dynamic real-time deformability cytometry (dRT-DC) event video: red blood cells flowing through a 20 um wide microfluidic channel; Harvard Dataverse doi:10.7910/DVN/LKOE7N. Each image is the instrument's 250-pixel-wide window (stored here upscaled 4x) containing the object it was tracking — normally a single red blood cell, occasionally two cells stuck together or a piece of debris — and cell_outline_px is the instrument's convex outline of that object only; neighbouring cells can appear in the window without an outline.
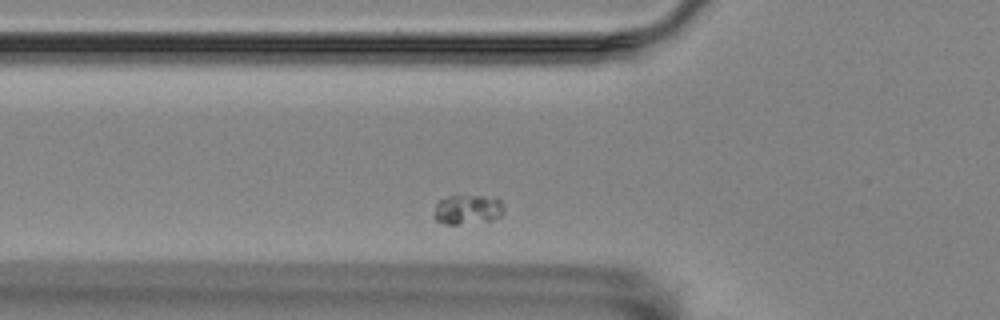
{"species": "Egyptian fruit bat (a non-hibernating species)", "species_latin": "Rousettus aegyptiacus", "temperature_condition": "room temperature", "stored_images_in_passage": 38, "camera_frame_rate_fps": 3000, "um_per_image_px": 0.085, "animal": {"sex": "female"}, "frame": {"image": 1, "passage_image": 6, "time_ms": 1.667, "image_size_px": [1000, 320], "cell_outline_px": [[504, 212], [500, 216], [492, 220], [456, 224], [444, 224], [436, 220], [436, 204], [440, 200], [448, 196], [496, 196], [500, 200], [504, 208]], "centroid_in_image_um": [39.8, 17.79], "position_along_channel_um": 86.0, "area_um2": 11.91}}
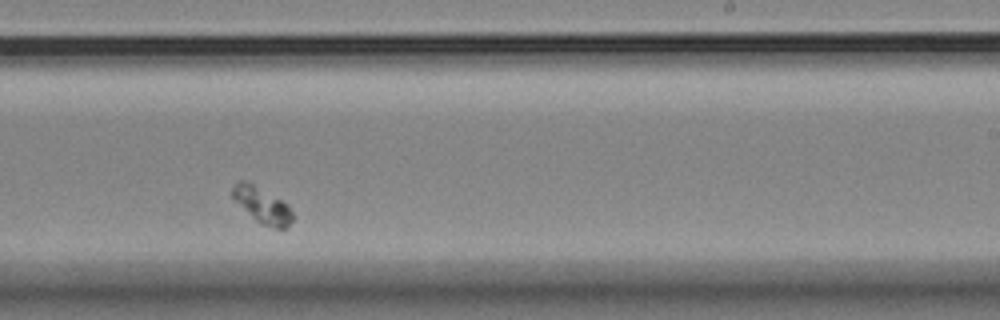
{"frame": {"image": 2, "passage_image": 23, "time_ms": 7.333, "image_size_px": [1000, 320], "cell_outline_px": [[296, 216], [284, 228], [276, 228], [260, 224], [232, 200], [232, 184], [236, 180], [244, 180], [284, 200], [288, 204]], "centroid_in_image_um": [22.27, 17.42], "position_along_channel_um": 266.7, "area_um2": 12.89}}
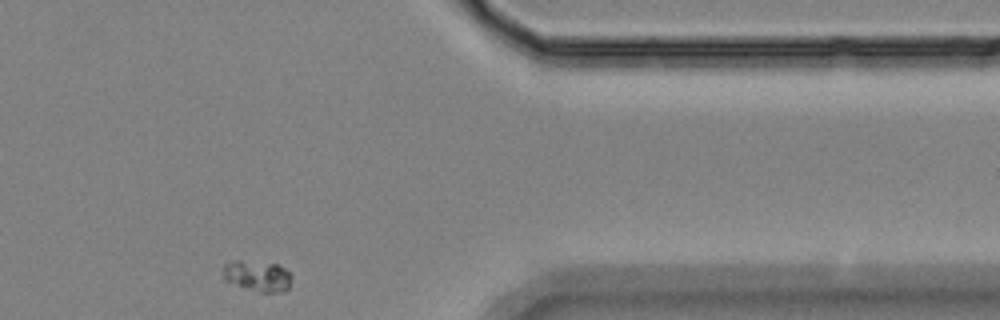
{"frame": {"image": 3, "passage_image": 36, "time_ms": 11.667, "image_size_px": [1000, 320], "cell_outline_px": [[292, 280], [288, 288], [284, 292], [260, 292], [224, 280], [224, 264], [236, 260], [240, 260], [276, 264], [284, 268], [292, 276]], "centroid_in_image_um": [21.92, 23.45], "position_along_channel_um": 389.5, "area_um2": 12.14}}